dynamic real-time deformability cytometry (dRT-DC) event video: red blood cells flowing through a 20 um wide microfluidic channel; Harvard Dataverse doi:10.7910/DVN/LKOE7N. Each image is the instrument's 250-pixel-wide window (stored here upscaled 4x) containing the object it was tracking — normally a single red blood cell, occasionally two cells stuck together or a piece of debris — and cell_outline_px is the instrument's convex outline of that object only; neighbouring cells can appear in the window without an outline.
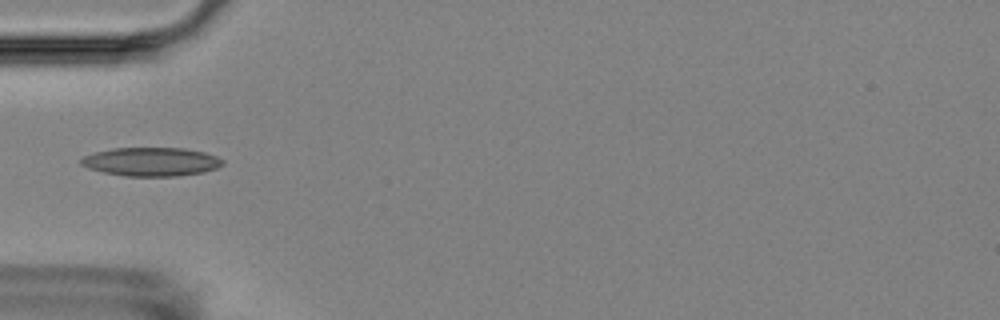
{"species": "Egyptian fruit bat (a non-hibernating species)", "species_latin": "Rousettus aegyptiacus", "temperature_condition": "room temperature", "stored_images_in_passage": 11, "camera_frame_rate_fps": 3000, "um_per_image_px": 0.085, "animal": {"sex": "female"}, "frame": {"image": 1, "passage_image": 5, "time_ms": 5.333, "image_size_px": [1000, 320], "cell_outline_px": [[224, 164], [216, 168], [204, 172], [176, 176], [124, 176], [104, 172], [88, 168], [80, 164], [80, 160], [84, 156], [96, 152], [112, 148], [184, 148], [204, 152], [216, 156], [224, 160]], "centroid_in_image_um": [12.87, 13.75], "position_along_channel_um": 72.1, "area_um2": 23.64}}
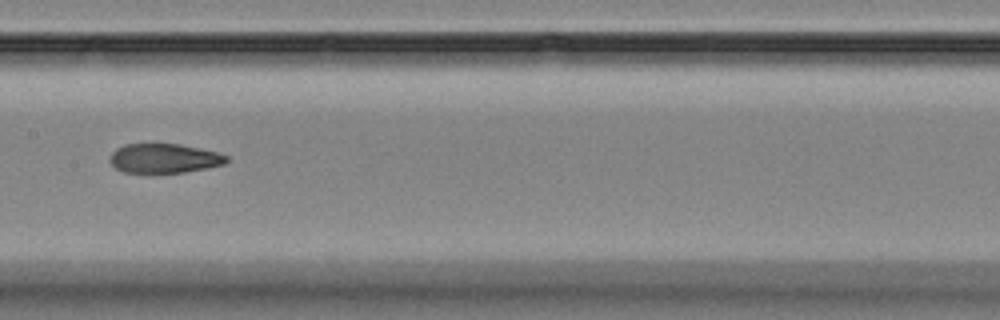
{"frame": {"image": 2, "passage_image": 8, "time_ms": 8.667, "image_size_px": [1000, 320], "cell_outline_px": [[228, 160], [224, 164], [208, 168], [184, 172], [124, 172], [116, 168], [108, 160], [112, 152], [116, 148], [124, 144], [180, 144], [200, 148], [216, 152], [228, 156]], "centroid_in_image_um": [13.95, 13.45], "position_along_channel_um": 193.5, "area_um2": 19.88}}
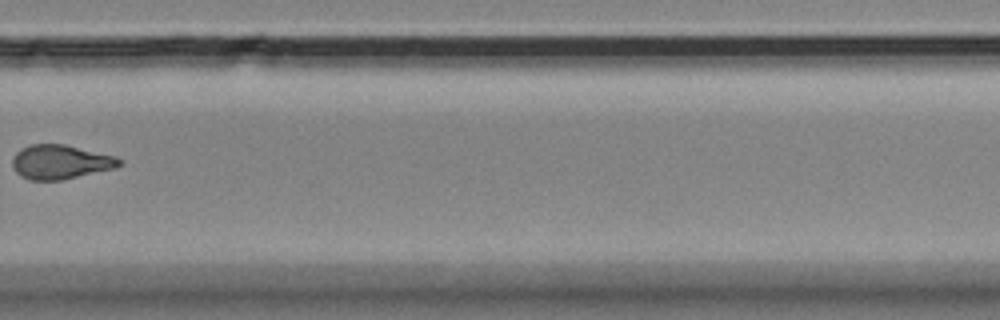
{"frame": {"image": 3, "passage_image": 11, "time_ms": 12.333, "image_size_px": [1000, 320], "cell_outline_px": [[124, 164], [116, 168], [60, 180], [28, 180], [20, 176], [12, 168], [12, 160], [16, 152], [32, 144], [64, 144], [116, 156], [124, 160]], "centroid_in_image_um": [5.17, 13.77], "position_along_channel_um": 324.6, "area_um2": 21.44}}